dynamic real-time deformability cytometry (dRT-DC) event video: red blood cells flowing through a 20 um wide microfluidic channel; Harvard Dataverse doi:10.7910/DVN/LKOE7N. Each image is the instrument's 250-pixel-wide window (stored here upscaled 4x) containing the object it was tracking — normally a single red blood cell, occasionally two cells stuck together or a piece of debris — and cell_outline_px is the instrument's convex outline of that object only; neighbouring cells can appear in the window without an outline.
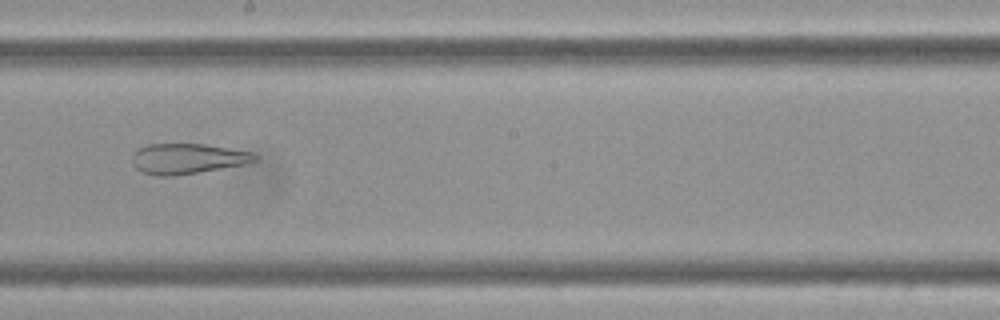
{"species": "Egyptian fruit bat (a non-hibernating species)", "species_latin": "Rousettus aegyptiacus", "temperature_condition": "cold", "stored_images_in_passage": 59, "camera_frame_rate_fps": 3000, "um_per_image_px": 0.085, "frame": {"image": 1, "passage_image": 33, "time_ms": 10.667, "image_size_px": [1000, 320], "cell_outline_px": [[260, 156], [256, 160], [248, 164], [176, 176], [156, 176], [144, 172], [136, 168], [132, 164], [132, 156], [136, 148], [148, 144], [204, 144], [252, 152]], "centroid_in_image_um": [15.94, 13.49], "position_along_channel_um": 232.3, "area_um2": 21.96}}
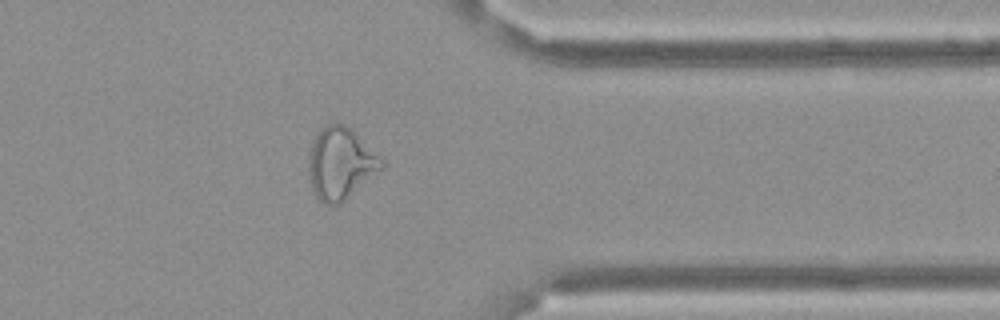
{"frame": {"image": 2, "passage_image": 47, "time_ms": 15.333, "image_size_px": [1000, 320], "cell_outline_px": [[384, 164], [380, 168], [340, 204], [324, 204], [316, 196], [312, 188], [308, 176], [308, 152], [312, 140], [328, 124], [344, 124], [356, 132], [384, 160]], "centroid_in_image_um": [28.9, 13.88], "position_along_channel_um": 382.5, "area_um2": 30.06}}
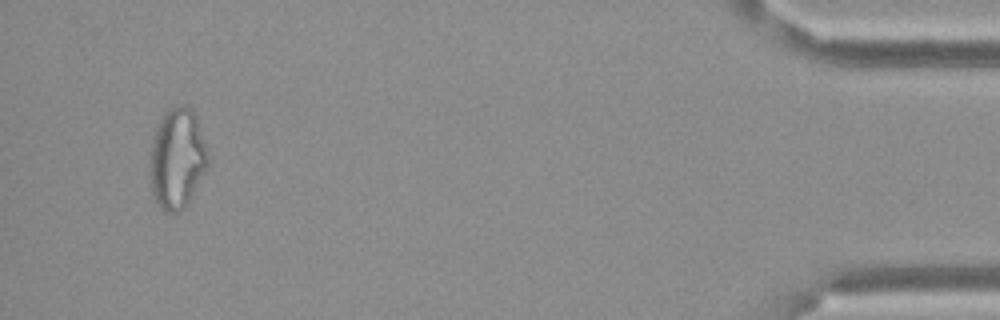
{"frame": {"image": 3, "passage_image": 56, "time_ms": 18.333, "image_size_px": [1000, 320], "cell_outline_px": [[208, 168], [188, 204], [184, 208], [176, 212], [164, 212], [152, 196], [148, 168], [152, 140], [156, 128], [164, 112], [172, 104], [188, 104], [192, 108], [196, 116], [208, 148]], "centroid_in_image_um": [15.06, 13.45], "position_along_channel_um": 420.1, "area_um2": 35.03}}